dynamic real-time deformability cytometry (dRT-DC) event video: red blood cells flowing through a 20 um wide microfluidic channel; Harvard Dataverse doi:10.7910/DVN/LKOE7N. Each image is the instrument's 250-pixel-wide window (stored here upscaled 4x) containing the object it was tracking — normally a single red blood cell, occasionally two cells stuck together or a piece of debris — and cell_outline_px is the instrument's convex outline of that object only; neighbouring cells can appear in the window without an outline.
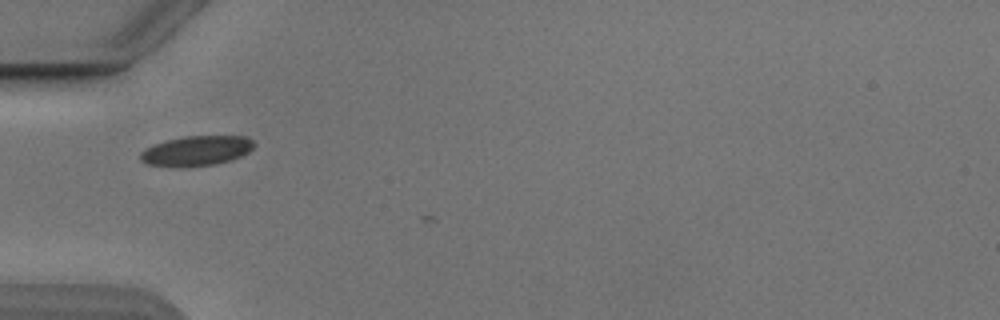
{"species": "Egyptian fruit bat (a non-hibernating species)", "species_latin": "Rousettus aegyptiacus", "temperature_condition": "cold", "stored_images_in_passage": 3, "camera_frame_rate_fps": 3000, "um_per_image_px": 0.085, "animal": {"sex": "male"}, "frame": {"image": 1, "passage_image": 1, "time_ms": 0.0, "image_size_px": [1000, 320], "cell_outline_px": [[256, 144], [248, 152], [240, 156], [228, 160], [212, 164], [184, 168], [172, 168], [148, 164], [140, 160], [140, 152], [144, 148], [168, 140], [184, 136], [244, 136], [252, 140]], "centroid_in_image_um": [16.65, 12.83], "position_along_channel_um": 68.4, "area_um2": 19.88}}